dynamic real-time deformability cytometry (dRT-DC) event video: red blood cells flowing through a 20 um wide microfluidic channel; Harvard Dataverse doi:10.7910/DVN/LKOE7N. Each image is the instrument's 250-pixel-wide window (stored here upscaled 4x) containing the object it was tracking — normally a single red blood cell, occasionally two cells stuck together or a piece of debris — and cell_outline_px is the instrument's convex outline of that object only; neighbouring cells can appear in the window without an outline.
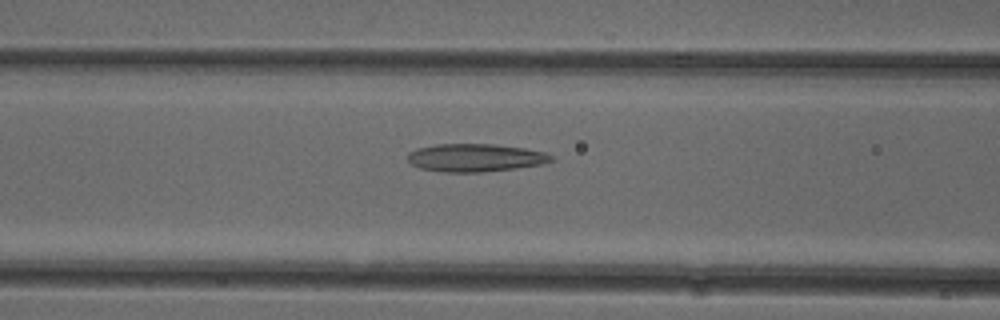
{"species": "common noctule bat (a hibernating species)", "species_latin": "Nyctalus noctula", "temperature_condition": "cold", "stored_images_in_passage": 20, "camera_frame_rate_fps": 3000, "um_per_image_px": 0.085, "animal": {"sex": "female"}, "frame": {"image": 1, "passage_image": 10, "time_ms": 3.0, "image_size_px": [1000, 320], "cell_outline_px": [[556, 160], [544, 164], [516, 168], [480, 172], [444, 172], [420, 168], [412, 164], [408, 160], [408, 152], [416, 148], [436, 144], [492, 144], [524, 148], [544, 152], [552, 156]], "centroid_in_image_um": [40.41, 13.4], "position_along_channel_um": 126.2, "area_um2": 23.41}}
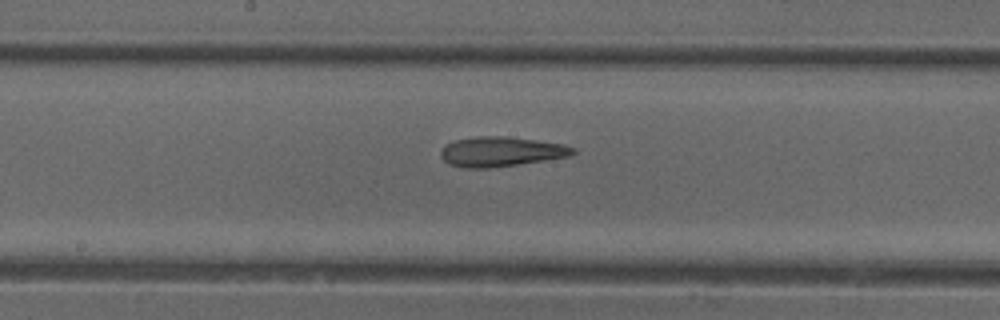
{"frame": {"image": 2, "passage_image": 16, "time_ms": 5.0, "image_size_px": [1000, 320], "cell_outline_px": [[576, 152], [568, 156], [544, 160], [488, 168], [464, 168], [448, 164], [440, 156], [440, 152], [444, 144], [456, 140], [476, 136], [504, 136], [536, 140], [564, 144], [576, 148]], "centroid_in_image_um": [42.55, 12.88], "position_along_channel_um": 205.7, "area_um2": 22.89}}
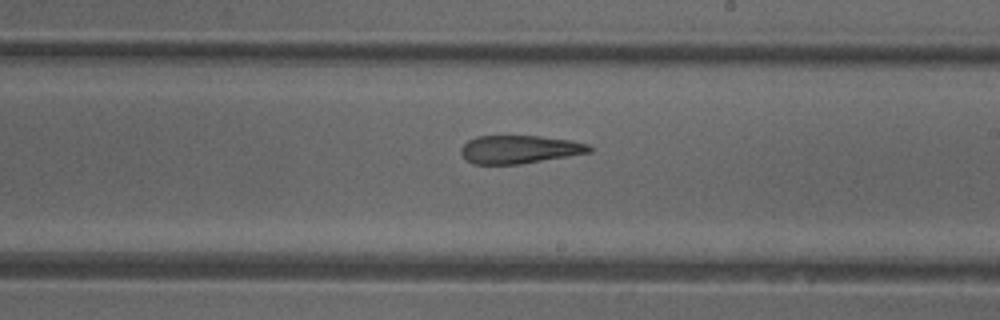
{"frame": {"image": 3, "passage_image": 19, "time_ms": 6.0, "image_size_px": [1000, 320], "cell_outline_px": [[592, 152], [520, 164], [472, 164], [464, 160], [460, 152], [460, 148], [468, 140], [476, 136], [540, 136], [572, 140], [588, 144], [592, 148]], "centroid_in_image_um": [44.12, 12.7], "position_along_channel_um": 244.9, "area_um2": 21.21}}